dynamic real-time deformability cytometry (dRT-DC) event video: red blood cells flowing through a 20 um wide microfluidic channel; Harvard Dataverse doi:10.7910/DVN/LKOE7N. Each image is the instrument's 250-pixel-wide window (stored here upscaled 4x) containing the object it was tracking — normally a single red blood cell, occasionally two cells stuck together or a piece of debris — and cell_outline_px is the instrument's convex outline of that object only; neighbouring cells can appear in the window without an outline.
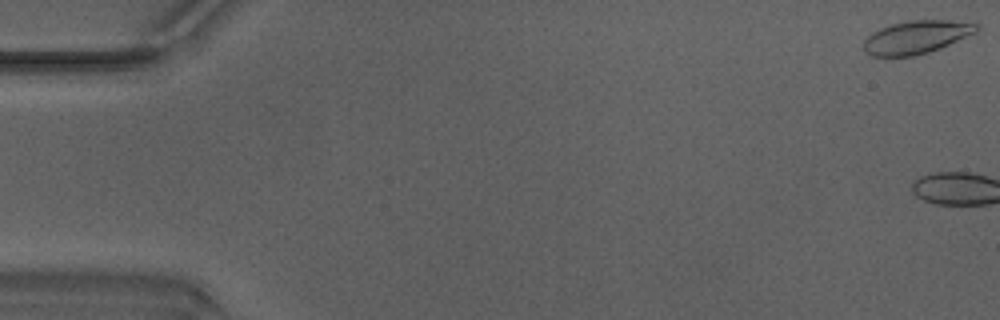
{"species": "Egyptian fruit bat (a non-hibernating species)", "species_latin": "Rousettus aegyptiacus", "temperature_condition": "warm", "stored_images_in_passage": 3, "camera_frame_rate_fps": 3000, "um_per_image_px": 0.085, "animal": {"sex": "male"}, "frame": {"image": 1, "passage_image": 1, "time_ms": 0.0, "image_size_px": [1000, 320], "cell_outline_px": [[980, 28], [976, 32], [940, 48], [928, 52], [912, 56], [872, 56], [864, 52], [864, 40], [872, 32], [880, 28], [892, 24], [908, 20], [948, 20], [980, 24]], "centroid_in_image_um": [77.88, 3.15], "position_along_channel_um": 7.1, "area_um2": 21.68}}